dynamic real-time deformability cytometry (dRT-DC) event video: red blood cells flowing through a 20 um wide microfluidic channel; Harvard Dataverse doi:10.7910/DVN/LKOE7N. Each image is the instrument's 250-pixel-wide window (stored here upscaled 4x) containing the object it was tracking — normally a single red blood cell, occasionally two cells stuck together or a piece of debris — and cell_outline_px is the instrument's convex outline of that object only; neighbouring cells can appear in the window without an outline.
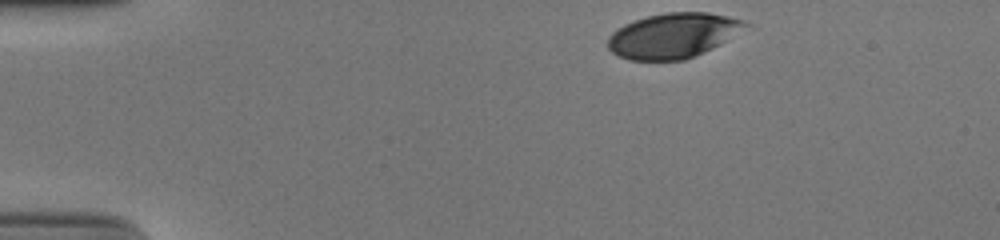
{"species": "human", "species_latin": "Homo sapiens", "temperature_condition": "cold", "stored_images_in_passage": 36, "camera_frame_rate_fps": 3000, "um_per_image_px": 0.085, "donor": {"sex": "male"}, "frame": {"image": 1, "passage_image": 1, "time_ms": 0.0, "image_size_px": [1000, 240], "cell_outline_px": [[752, 24], [724, 40], [684, 60], [632, 60], [620, 56], [612, 52], [608, 48], [608, 36], [612, 32], [624, 24], [648, 16], [664, 12], [708, 12], [728, 16], [744, 20]], "centroid_in_image_um": [57.17, 3.0], "position_along_channel_um": 27.8, "area_um2": 35.37}}
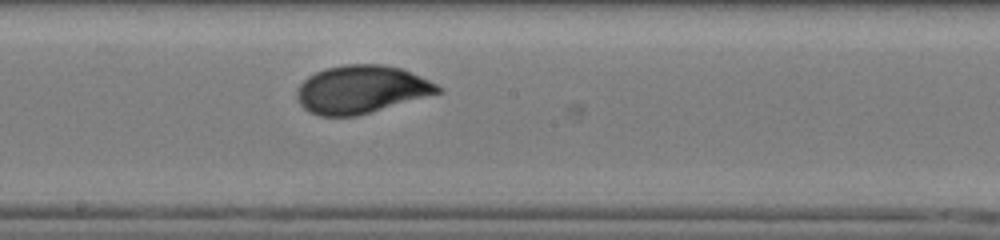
{"frame": {"image": 2, "passage_image": 22, "time_ms": 7.0, "image_size_px": [1000, 240], "cell_outline_px": [[444, 92], [356, 116], [320, 116], [308, 112], [300, 104], [296, 96], [296, 92], [300, 84], [308, 76], [324, 68], [344, 64], [384, 64], [400, 68], [428, 80], [444, 88]], "centroid_in_image_um": [30.7, 7.6], "position_along_channel_um": 217.5, "area_um2": 39.48}}
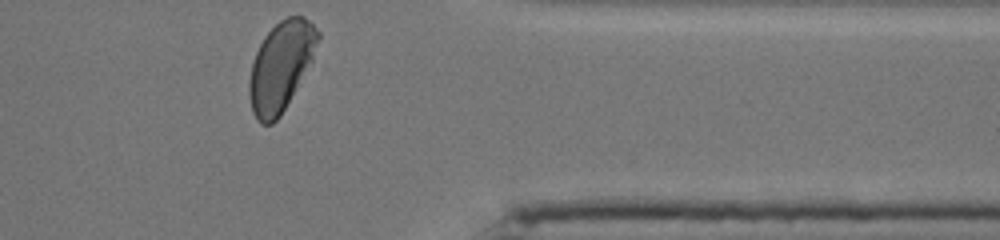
{"frame": {"image": 3, "passage_image": 36, "time_ms": 11.667, "image_size_px": [1000, 240], "cell_outline_px": [[320, 36], [312, 60], [280, 116], [272, 124], [260, 124], [256, 120], [252, 112], [248, 92], [248, 84], [252, 64], [256, 52], [264, 36], [280, 20], [288, 16], [304, 16], [320, 32]], "centroid_in_image_um": [23.85, 5.64], "position_along_channel_um": 387.5, "area_um2": 35.37}, "authors_computed_cell_mechanics": {"area_um2": 38.4081, "velocity_mm_per_s": 3.8694, "shape_relaxation_time_tau1_ms": 2.7774, "shape_relaxation_time_tau2_ms": null, "deformation_change_tau1": 0.143, "deformation_change_tau2": null}}